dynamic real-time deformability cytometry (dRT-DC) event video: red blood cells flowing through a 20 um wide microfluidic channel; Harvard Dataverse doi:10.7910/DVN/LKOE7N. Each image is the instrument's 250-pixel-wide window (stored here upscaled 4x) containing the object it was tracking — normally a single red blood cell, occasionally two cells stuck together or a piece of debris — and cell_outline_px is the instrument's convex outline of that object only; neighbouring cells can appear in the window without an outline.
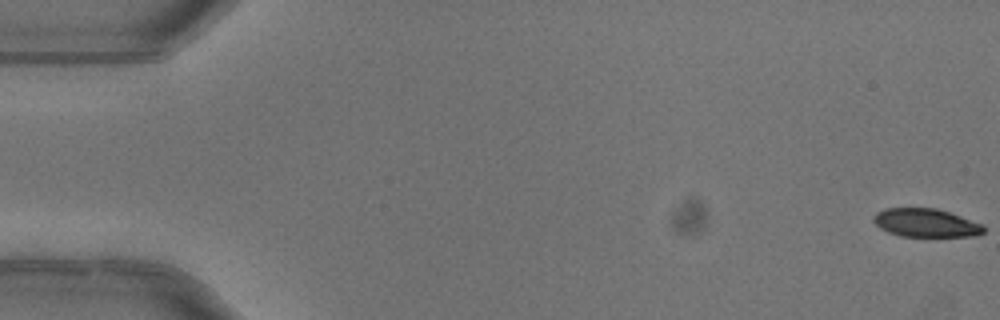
{"species": "common noctule bat (a hibernating species)", "species_latin": "Nyctalus noctula", "temperature_condition": "warm", "stored_images_in_passage": 6, "camera_frame_rate_fps": 3000, "um_per_image_px": 0.085, "animal": {"sex": "female"}, "frame": {"image": 1, "passage_image": 1, "time_ms": 0.0, "image_size_px": [1000, 320], "cell_outline_px": [[984, 232], [976, 236], [900, 236], [888, 232], [880, 228], [872, 220], [872, 216], [876, 212], [884, 208], [936, 208], [984, 224]], "centroid_in_image_um": [78.68, 18.94], "position_along_channel_um": 6.3, "area_um2": 18.26}}
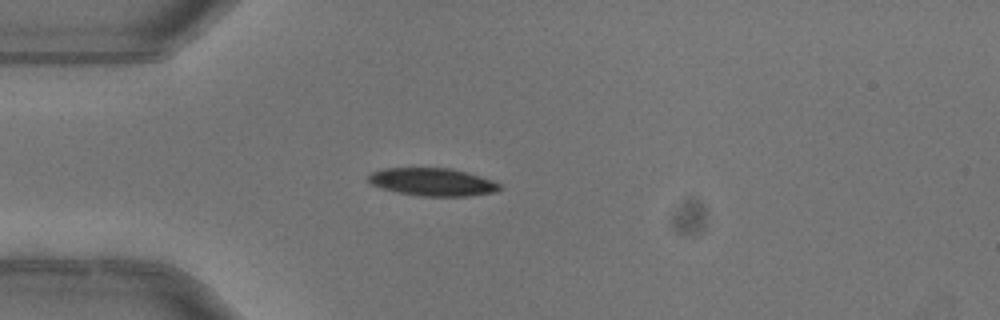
{"frame": {"image": 2, "passage_image": 5, "time_ms": 1.333, "image_size_px": [1000, 320], "cell_outline_px": [[504, 188], [496, 192], [464, 196], [420, 196], [396, 192], [372, 184], [368, 180], [368, 176], [372, 172], [384, 168], [452, 168], [480, 176], [492, 180], [500, 184]], "centroid_in_image_um": [36.8, 15.47], "position_along_channel_um": 48.2, "area_um2": 21.21}}